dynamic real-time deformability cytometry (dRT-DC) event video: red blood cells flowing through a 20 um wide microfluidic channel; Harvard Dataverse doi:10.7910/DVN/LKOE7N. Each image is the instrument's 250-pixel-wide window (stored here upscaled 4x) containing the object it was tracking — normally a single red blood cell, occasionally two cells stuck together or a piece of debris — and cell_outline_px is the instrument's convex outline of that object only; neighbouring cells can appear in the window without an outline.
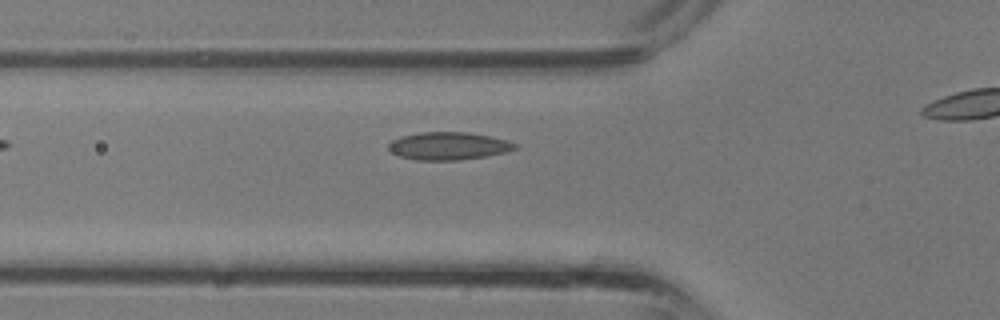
{"species": "common noctule bat (a hibernating species)", "species_latin": "Nyctalus noctula", "temperature_condition": "room temperature", "stored_images_in_passage": 10, "camera_frame_rate_fps": 3000, "um_per_image_px": 0.085, "animal": {"sex": "male", "body_mass_g": 13.3}, "frame": {"image": 1, "passage_image": 2, "time_ms": 0.333, "image_size_px": [1000, 320], "cell_outline_px": [[516, 148], [504, 152], [484, 156], [460, 160], [416, 160], [400, 156], [392, 152], [388, 148], [388, 144], [392, 140], [400, 136], [420, 132], [468, 132], [508, 140], [516, 144]], "centroid_in_image_um": [38.08, 12.4], "position_along_channel_um": 87.7, "area_um2": 20.29}}
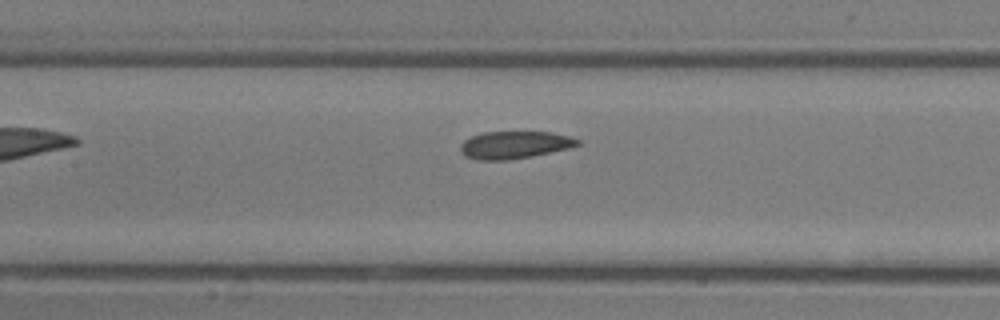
{"frame": {"image": 2, "passage_image": 6, "time_ms": 1.667, "image_size_px": [1000, 320], "cell_outline_px": [[580, 144], [568, 148], [532, 156], [508, 160], [476, 160], [464, 156], [460, 152], [460, 144], [464, 140], [472, 136], [484, 132], [552, 132], [568, 136], [580, 140]], "centroid_in_image_um": [43.69, 12.32], "position_along_channel_um": 163.7, "area_um2": 18.73}}
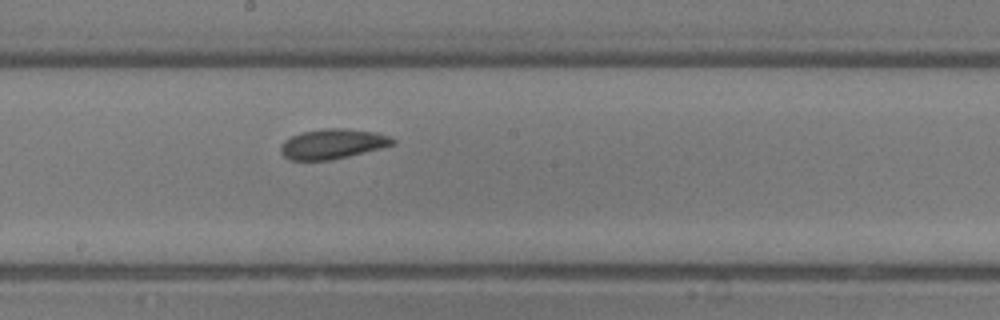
{"frame": {"image": 3, "passage_image": 9, "time_ms": 2.667, "image_size_px": [1000, 320], "cell_outline_px": [[396, 144], [332, 160], [288, 160], [280, 152], [280, 144], [284, 140], [300, 132], [324, 128], [344, 128], [376, 132], [392, 136], [396, 140]], "centroid_in_image_um": [28.27, 12.22], "position_along_channel_um": 219.9, "area_um2": 19.77}}